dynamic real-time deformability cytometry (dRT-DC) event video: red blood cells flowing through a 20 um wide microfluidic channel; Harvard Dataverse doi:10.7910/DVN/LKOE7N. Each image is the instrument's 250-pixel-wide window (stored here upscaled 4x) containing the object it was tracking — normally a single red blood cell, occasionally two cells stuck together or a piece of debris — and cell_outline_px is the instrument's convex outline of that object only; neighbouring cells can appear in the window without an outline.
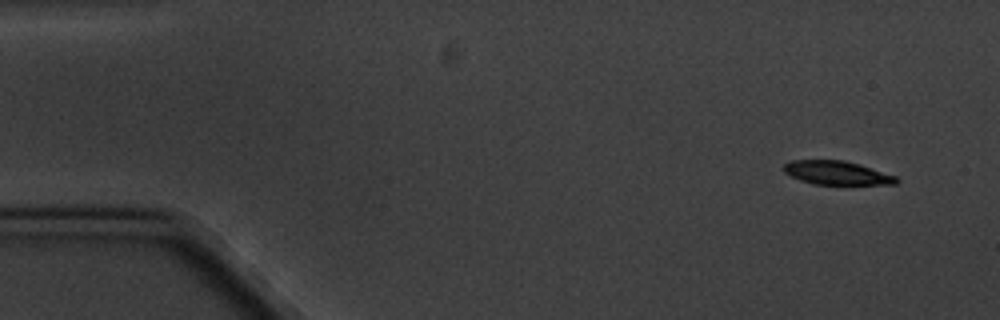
{"species": "common noctule bat (a hibernating species)", "species_latin": "Nyctalus noctula", "temperature_condition": "cold", "stored_images_in_passage": 7, "camera_frame_rate_fps": 3000, "um_per_image_px": 0.085, "animal": {"sex": "male", "body_mass_g": 20.1, "forearm_length_mm": 53.5}, "frame": {"image": 1, "passage_image": 1, "time_ms": 0.0, "image_size_px": [1000, 320], "cell_outline_px": [[900, 180], [896, 184], [812, 184], [800, 180], [784, 172], [780, 168], [784, 164], [792, 160], [844, 160], [860, 164], [896, 176]], "centroid_in_image_um": [71.11, 14.68], "position_along_channel_um": 13.9, "area_um2": 15.61}}
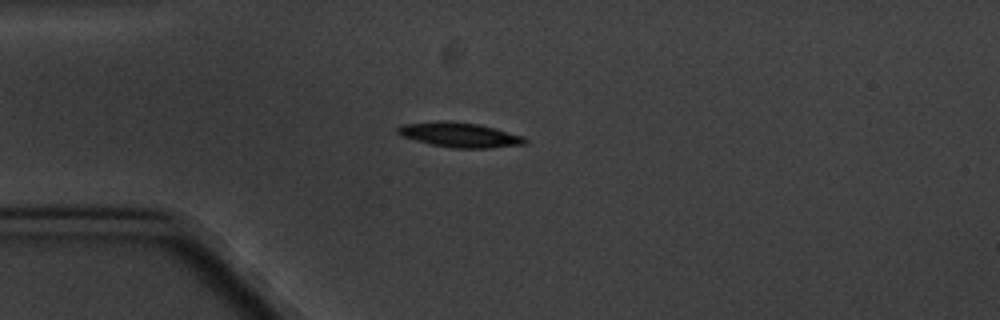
{"frame": {"image": 2, "passage_image": 4, "time_ms": 3.667, "image_size_px": [1000, 320], "cell_outline_px": [[528, 144], [492, 148], [452, 148], [432, 144], [416, 140], [404, 136], [396, 132], [396, 128], [404, 124], [436, 120], [448, 120], [480, 124], [524, 136], [528, 140]], "centroid_in_image_um": [39.12, 11.45], "position_along_channel_um": 45.9, "area_um2": 18.55}}